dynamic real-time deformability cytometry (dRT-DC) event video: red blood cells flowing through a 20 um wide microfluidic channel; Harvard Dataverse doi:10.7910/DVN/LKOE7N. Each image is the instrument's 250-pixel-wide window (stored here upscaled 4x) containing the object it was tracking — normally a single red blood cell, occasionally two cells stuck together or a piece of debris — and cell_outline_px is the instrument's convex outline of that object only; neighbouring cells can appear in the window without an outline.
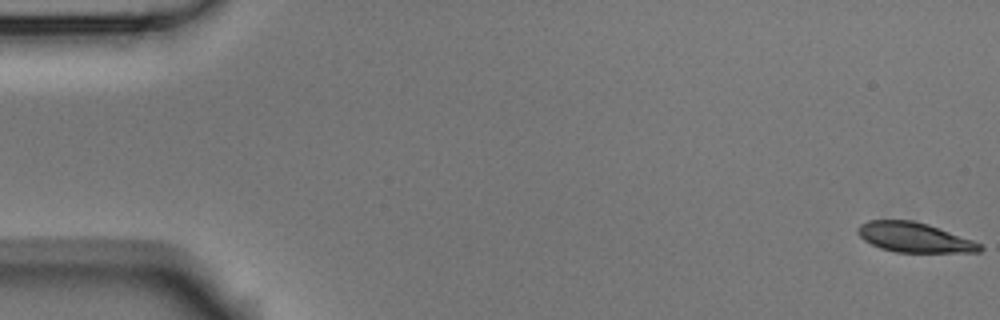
{"species": "Egyptian fruit bat (a non-hibernating species)", "species_latin": "Rousettus aegyptiacus", "temperature_condition": "room temperature", "stored_images_in_passage": 6, "camera_frame_rate_fps": 3000, "um_per_image_px": 0.085, "animal": {"sex": "male"}, "frame": {"image": 1, "passage_image": 1, "time_ms": 0.0, "image_size_px": [1000, 320], "cell_outline_px": [[984, 248], [980, 252], [896, 252], [880, 248], [864, 240], [856, 232], [856, 228], [860, 224], [868, 220], [912, 220], [928, 224], [972, 240], [980, 244]], "centroid_in_image_um": [77.68, 20.17], "position_along_channel_um": 7.3, "area_um2": 21.1}}
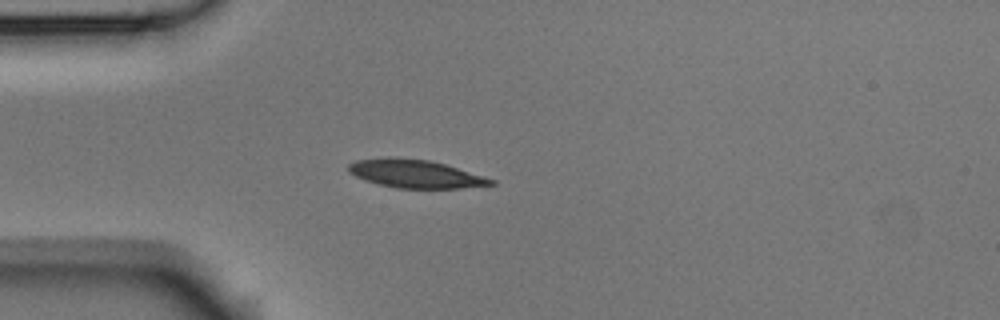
{"frame": {"image": 2, "passage_image": 5, "time_ms": 1.333, "image_size_px": [1000, 320], "cell_outline_px": [[496, 184], [460, 188], [396, 188], [364, 180], [348, 172], [348, 164], [356, 160], [388, 156], [428, 160], [444, 164], [484, 176], [496, 180]], "centroid_in_image_um": [35.28, 14.76], "position_along_channel_um": 49.7, "area_um2": 23.35}}